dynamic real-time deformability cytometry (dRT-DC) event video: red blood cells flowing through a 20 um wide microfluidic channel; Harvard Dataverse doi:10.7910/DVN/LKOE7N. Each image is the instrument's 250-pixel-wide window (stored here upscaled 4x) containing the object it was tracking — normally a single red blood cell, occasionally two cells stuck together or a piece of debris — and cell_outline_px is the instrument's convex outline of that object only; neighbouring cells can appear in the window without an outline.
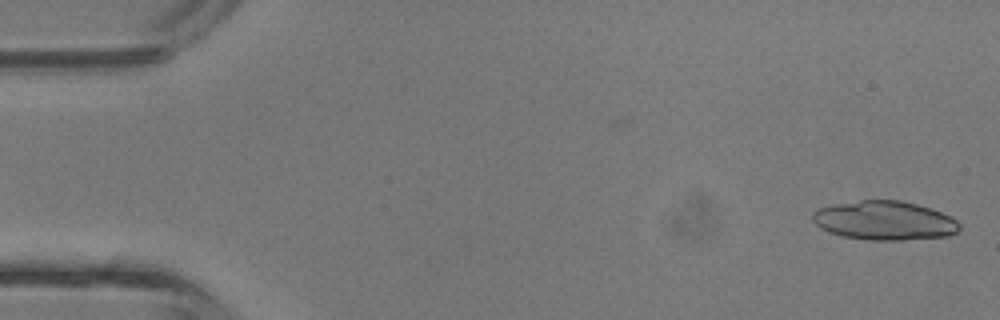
{"species": "common noctule bat (a hibernating species)", "species_latin": "Nyctalus noctula", "temperature_condition": "room temperature", "stored_images_in_passage": 3, "camera_frame_rate_fps": 3000, "um_per_image_px": 0.085, "animal": {"sex": "male", "body_mass_g": 13.3}, "frame": {"image": 1, "passage_image": 3, "time_ms": 0.667, "image_size_px": [1000, 320], "cell_outline_px": [[960, 228], [956, 232], [948, 236], [904, 240], [868, 240], [844, 236], [828, 232], [820, 228], [812, 220], [812, 212], [820, 208], [836, 204], [860, 200], [900, 200], [932, 208], [956, 220], [960, 224]], "centroid_in_image_um": [75.17, 18.75], "position_along_channel_um": 9.8, "area_um2": 33.35}}